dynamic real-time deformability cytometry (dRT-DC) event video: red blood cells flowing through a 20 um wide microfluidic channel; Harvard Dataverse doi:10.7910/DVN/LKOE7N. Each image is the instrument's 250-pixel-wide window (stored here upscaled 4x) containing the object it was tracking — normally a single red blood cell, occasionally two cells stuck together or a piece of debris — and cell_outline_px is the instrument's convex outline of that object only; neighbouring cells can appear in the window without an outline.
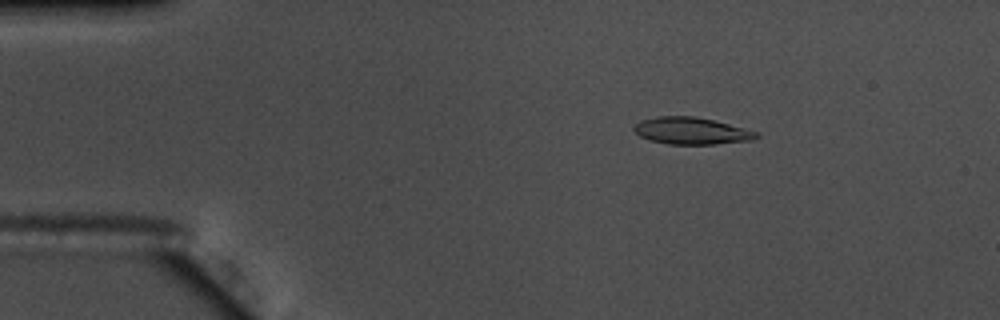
{"species": "common noctule bat (a hibernating species)", "species_latin": "Nyctalus noctula", "temperature_condition": "warm", "stored_images_in_passage": 55, "camera_frame_rate_fps": 3000, "um_per_image_px": 0.085, "animal": {"sex": "male", "body_mass_g": 17.5, "forearm_length_mm": 52.3}, "frame": {"image": 1, "passage_image": 9, "time_ms": 2.667, "image_size_px": [1000, 320], "cell_outline_px": [[760, 136], [752, 140], [712, 144], [668, 144], [652, 140], [640, 136], [632, 128], [640, 120], [656, 116], [696, 116], [760, 132]], "centroid_in_image_um": [58.78, 11.11], "position_along_channel_um": 26.2, "area_um2": 19.13}}
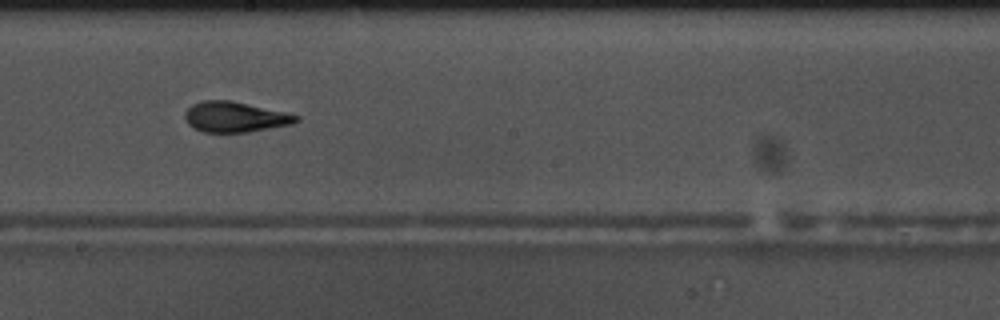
{"frame": {"image": 2, "passage_image": 31, "time_ms": 10.0, "image_size_px": [1000, 320], "cell_outline_px": [[300, 120], [292, 124], [248, 132], [204, 132], [192, 128], [188, 124], [184, 116], [184, 112], [192, 104], [204, 100], [228, 100], [284, 112], [300, 116]], "centroid_in_image_um": [19.94, 9.95], "position_along_channel_um": 228.3, "area_um2": 19.59}}
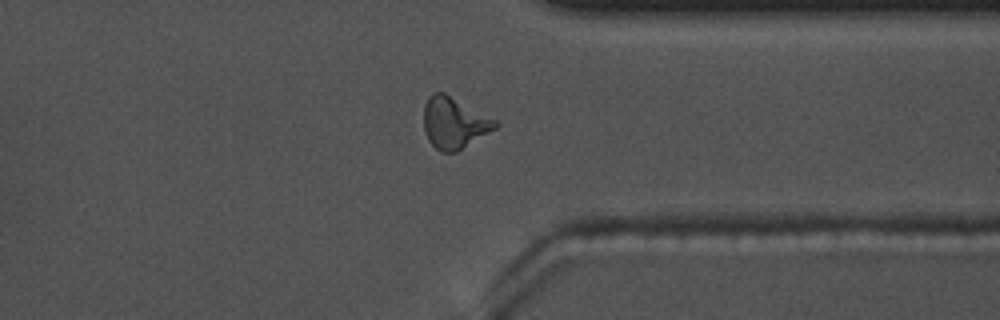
{"frame": {"image": 3, "passage_image": 43, "time_ms": 14.0, "image_size_px": [1000, 320], "cell_outline_px": [[500, 124], [496, 128], [456, 152], [440, 152], [428, 140], [424, 132], [424, 104], [428, 96], [432, 92], [444, 92], [496, 120]], "centroid_in_image_um": [38.57, 10.44], "position_along_channel_um": 372.8, "area_um2": 21.33}, "authors_computed_cell_mechanics": {"area_um2": 19.1896, "velocity_mm_per_s": 3.6726, "shape_relaxation_time_tau1_ms": 5.3342, "shape_relaxation_time_tau2_ms": 1.9383, "deformation_change_tau1": 0.2158, "deformation_change_tau2": 0.0853}}